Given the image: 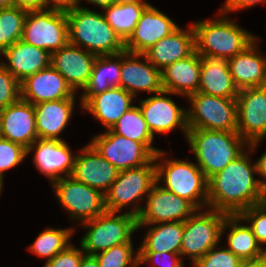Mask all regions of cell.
Segmentation results:
<instances>
[{
  "instance_id": "1",
  "label": "cell",
  "mask_w": 266,
  "mask_h": 267,
  "mask_svg": "<svg viewBox=\"0 0 266 267\" xmlns=\"http://www.w3.org/2000/svg\"><path fill=\"white\" fill-rule=\"evenodd\" d=\"M263 140L253 141L222 171L208 179V207L228 215L259 204L261 185L253 153ZM252 157V158H251Z\"/></svg>"
},
{
  "instance_id": "2",
  "label": "cell",
  "mask_w": 266,
  "mask_h": 267,
  "mask_svg": "<svg viewBox=\"0 0 266 267\" xmlns=\"http://www.w3.org/2000/svg\"><path fill=\"white\" fill-rule=\"evenodd\" d=\"M216 14L218 16L211 19L191 22L195 33V51L201 57L228 60L259 37L220 9Z\"/></svg>"
},
{
  "instance_id": "3",
  "label": "cell",
  "mask_w": 266,
  "mask_h": 267,
  "mask_svg": "<svg viewBox=\"0 0 266 267\" xmlns=\"http://www.w3.org/2000/svg\"><path fill=\"white\" fill-rule=\"evenodd\" d=\"M83 4L66 11L68 43L97 56L116 55L125 51V42L104 19L102 12Z\"/></svg>"
},
{
  "instance_id": "4",
  "label": "cell",
  "mask_w": 266,
  "mask_h": 267,
  "mask_svg": "<svg viewBox=\"0 0 266 267\" xmlns=\"http://www.w3.org/2000/svg\"><path fill=\"white\" fill-rule=\"evenodd\" d=\"M168 156V157H167ZM164 149L153 157L156 182L164 189L190 201L198 210L208 207V179L194 162L170 158Z\"/></svg>"
},
{
  "instance_id": "5",
  "label": "cell",
  "mask_w": 266,
  "mask_h": 267,
  "mask_svg": "<svg viewBox=\"0 0 266 267\" xmlns=\"http://www.w3.org/2000/svg\"><path fill=\"white\" fill-rule=\"evenodd\" d=\"M185 140L207 179L222 171L248 147L238 132L188 129Z\"/></svg>"
},
{
  "instance_id": "6",
  "label": "cell",
  "mask_w": 266,
  "mask_h": 267,
  "mask_svg": "<svg viewBox=\"0 0 266 267\" xmlns=\"http://www.w3.org/2000/svg\"><path fill=\"white\" fill-rule=\"evenodd\" d=\"M155 183L154 158L146 165L119 171L117 179L104 194L106 211L128 213L138 217Z\"/></svg>"
},
{
  "instance_id": "7",
  "label": "cell",
  "mask_w": 266,
  "mask_h": 267,
  "mask_svg": "<svg viewBox=\"0 0 266 267\" xmlns=\"http://www.w3.org/2000/svg\"><path fill=\"white\" fill-rule=\"evenodd\" d=\"M80 225L85 234L78 242L83 251L89 255H96L113 246L133 242L134 233L138 232L137 217L128 213L105 211L93 220Z\"/></svg>"
},
{
  "instance_id": "8",
  "label": "cell",
  "mask_w": 266,
  "mask_h": 267,
  "mask_svg": "<svg viewBox=\"0 0 266 267\" xmlns=\"http://www.w3.org/2000/svg\"><path fill=\"white\" fill-rule=\"evenodd\" d=\"M188 129L237 132V101L204 93L186 98Z\"/></svg>"
},
{
  "instance_id": "9",
  "label": "cell",
  "mask_w": 266,
  "mask_h": 267,
  "mask_svg": "<svg viewBox=\"0 0 266 267\" xmlns=\"http://www.w3.org/2000/svg\"><path fill=\"white\" fill-rule=\"evenodd\" d=\"M228 214L213 209L197 210L184 222L180 255L193 265L211 248L221 244V230Z\"/></svg>"
},
{
  "instance_id": "10",
  "label": "cell",
  "mask_w": 266,
  "mask_h": 267,
  "mask_svg": "<svg viewBox=\"0 0 266 267\" xmlns=\"http://www.w3.org/2000/svg\"><path fill=\"white\" fill-rule=\"evenodd\" d=\"M51 188L62 211L67 213L73 224L93 220L106 211L104 195L71 176L54 181Z\"/></svg>"
},
{
  "instance_id": "11",
  "label": "cell",
  "mask_w": 266,
  "mask_h": 267,
  "mask_svg": "<svg viewBox=\"0 0 266 267\" xmlns=\"http://www.w3.org/2000/svg\"><path fill=\"white\" fill-rule=\"evenodd\" d=\"M50 53L68 43L66 11L45 9L27 12L22 39Z\"/></svg>"
},
{
  "instance_id": "12",
  "label": "cell",
  "mask_w": 266,
  "mask_h": 267,
  "mask_svg": "<svg viewBox=\"0 0 266 267\" xmlns=\"http://www.w3.org/2000/svg\"><path fill=\"white\" fill-rule=\"evenodd\" d=\"M172 95L180 96L162 90L159 93L151 94L146 98H139L138 106L152 135H165L174 132L177 128L183 133L185 139L188 133L187 107H180Z\"/></svg>"
},
{
  "instance_id": "13",
  "label": "cell",
  "mask_w": 266,
  "mask_h": 267,
  "mask_svg": "<svg viewBox=\"0 0 266 267\" xmlns=\"http://www.w3.org/2000/svg\"><path fill=\"white\" fill-rule=\"evenodd\" d=\"M90 139V144L119 171L148 164L154 155L140 142L125 138L111 129L99 132Z\"/></svg>"
},
{
  "instance_id": "14",
  "label": "cell",
  "mask_w": 266,
  "mask_h": 267,
  "mask_svg": "<svg viewBox=\"0 0 266 267\" xmlns=\"http://www.w3.org/2000/svg\"><path fill=\"white\" fill-rule=\"evenodd\" d=\"M30 155L36 170L44 175L51 185L54 181L71 176L77 152L72 151L66 140L38 138L27 148V158Z\"/></svg>"
},
{
  "instance_id": "15",
  "label": "cell",
  "mask_w": 266,
  "mask_h": 267,
  "mask_svg": "<svg viewBox=\"0 0 266 267\" xmlns=\"http://www.w3.org/2000/svg\"><path fill=\"white\" fill-rule=\"evenodd\" d=\"M198 209L188 200L164 189L157 182L146 197L138 224L185 222Z\"/></svg>"
},
{
  "instance_id": "16",
  "label": "cell",
  "mask_w": 266,
  "mask_h": 267,
  "mask_svg": "<svg viewBox=\"0 0 266 267\" xmlns=\"http://www.w3.org/2000/svg\"><path fill=\"white\" fill-rule=\"evenodd\" d=\"M237 132L249 144L266 139V86L239 90Z\"/></svg>"
},
{
  "instance_id": "17",
  "label": "cell",
  "mask_w": 266,
  "mask_h": 267,
  "mask_svg": "<svg viewBox=\"0 0 266 267\" xmlns=\"http://www.w3.org/2000/svg\"><path fill=\"white\" fill-rule=\"evenodd\" d=\"M78 150L71 177L104 195L117 179L119 170L104 159L89 141Z\"/></svg>"
},
{
  "instance_id": "18",
  "label": "cell",
  "mask_w": 266,
  "mask_h": 267,
  "mask_svg": "<svg viewBox=\"0 0 266 267\" xmlns=\"http://www.w3.org/2000/svg\"><path fill=\"white\" fill-rule=\"evenodd\" d=\"M178 27L179 25L172 18L150 4L142 13L133 33L125 41V51L144 54Z\"/></svg>"
},
{
  "instance_id": "19",
  "label": "cell",
  "mask_w": 266,
  "mask_h": 267,
  "mask_svg": "<svg viewBox=\"0 0 266 267\" xmlns=\"http://www.w3.org/2000/svg\"><path fill=\"white\" fill-rule=\"evenodd\" d=\"M120 87L135 98L141 92L155 94L161 92V71L144 54L122 52Z\"/></svg>"
},
{
  "instance_id": "20",
  "label": "cell",
  "mask_w": 266,
  "mask_h": 267,
  "mask_svg": "<svg viewBox=\"0 0 266 267\" xmlns=\"http://www.w3.org/2000/svg\"><path fill=\"white\" fill-rule=\"evenodd\" d=\"M97 55L67 43L64 47L51 53V66L57 70L79 94L90 79Z\"/></svg>"
},
{
  "instance_id": "21",
  "label": "cell",
  "mask_w": 266,
  "mask_h": 267,
  "mask_svg": "<svg viewBox=\"0 0 266 267\" xmlns=\"http://www.w3.org/2000/svg\"><path fill=\"white\" fill-rule=\"evenodd\" d=\"M21 99L35 105L45 101L76 99V93L51 65L20 83Z\"/></svg>"
},
{
  "instance_id": "22",
  "label": "cell",
  "mask_w": 266,
  "mask_h": 267,
  "mask_svg": "<svg viewBox=\"0 0 266 267\" xmlns=\"http://www.w3.org/2000/svg\"><path fill=\"white\" fill-rule=\"evenodd\" d=\"M0 137L28 148L37 139L34 106L21 98L1 109Z\"/></svg>"
},
{
  "instance_id": "23",
  "label": "cell",
  "mask_w": 266,
  "mask_h": 267,
  "mask_svg": "<svg viewBox=\"0 0 266 267\" xmlns=\"http://www.w3.org/2000/svg\"><path fill=\"white\" fill-rule=\"evenodd\" d=\"M260 41L259 35L245 50L227 60L239 90L266 86V54L261 52Z\"/></svg>"
},
{
  "instance_id": "24",
  "label": "cell",
  "mask_w": 266,
  "mask_h": 267,
  "mask_svg": "<svg viewBox=\"0 0 266 267\" xmlns=\"http://www.w3.org/2000/svg\"><path fill=\"white\" fill-rule=\"evenodd\" d=\"M0 57V63L21 83L51 65V53L23 40L16 41ZM5 56V57H4ZM5 60V61H4ZM8 61V62H7Z\"/></svg>"
},
{
  "instance_id": "25",
  "label": "cell",
  "mask_w": 266,
  "mask_h": 267,
  "mask_svg": "<svg viewBox=\"0 0 266 267\" xmlns=\"http://www.w3.org/2000/svg\"><path fill=\"white\" fill-rule=\"evenodd\" d=\"M77 99L40 102L34 106L38 138L65 140L62 133L70 125Z\"/></svg>"
},
{
  "instance_id": "26",
  "label": "cell",
  "mask_w": 266,
  "mask_h": 267,
  "mask_svg": "<svg viewBox=\"0 0 266 267\" xmlns=\"http://www.w3.org/2000/svg\"><path fill=\"white\" fill-rule=\"evenodd\" d=\"M178 27L159 40L144 55L160 71L166 66L190 56L195 51V33L192 24Z\"/></svg>"
},
{
  "instance_id": "27",
  "label": "cell",
  "mask_w": 266,
  "mask_h": 267,
  "mask_svg": "<svg viewBox=\"0 0 266 267\" xmlns=\"http://www.w3.org/2000/svg\"><path fill=\"white\" fill-rule=\"evenodd\" d=\"M136 100L137 98L123 88L111 87L104 93L93 96L81 110L92 115L107 130L134 106Z\"/></svg>"
},
{
  "instance_id": "28",
  "label": "cell",
  "mask_w": 266,
  "mask_h": 267,
  "mask_svg": "<svg viewBox=\"0 0 266 267\" xmlns=\"http://www.w3.org/2000/svg\"><path fill=\"white\" fill-rule=\"evenodd\" d=\"M201 72V56L194 51L161 71L162 89L187 98L198 92Z\"/></svg>"
},
{
  "instance_id": "29",
  "label": "cell",
  "mask_w": 266,
  "mask_h": 267,
  "mask_svg": "<svg viewBox=\"0 0 266 267\" xmlns=\"http://www.w3.org/2000/svg\"><path fill=\"white\" fill-rule=\"evenodd\" d=\"M198 92L236 99L239 89L233 81L227 60L201 57Z\"/></svg>"
},
{
  "instance_id": "30",
  "label": "cell",
  "mask_w": 266,
  "mask_h": 267,
  "mask_svg": "<svg viewBox=\"0 0 266 267\" xmlns=\"http://www.w3.org/2000/svg\"><path fill=\"white\" fill-rule=\"evenodd\" d=\"M122 53L97 56L89 82L79 93V109L95 95L104 93L111 87H120Z\"/></svg>"
},
{
  "instance_id": "31",
  "label": "cell",
  "mask_w": 266,
  "mask_h": 267,
  "mask_svg": "<svg viewBox=\"0 0 266 267\" xmlns=\"http://www.w3.org/2000/svg\"><path fill=\"white\" fill-rule=\"evenodd\" d=\"M224 234L227 237H224ZM221 238H226L224 246L241 260L255 259L266 254L253 235L252 229L240 215H227L222 226Z\"/></svg>"
},
{
  "instance_id": "32",
  "label": "cell",
  "mask_w": 266,
  "mask_h": 267,
  "mask_svg": "<svg viewBox=\"0 0 266 267\" xmlns=\"http://www.w3.org/2000/svg\"><path fill=\"white\" fill-rule=\"evenodd\" d=\"M146 228L139 251H156L180 254L184 222L138 224V231Z\"/></svg>"
},
{
  "instance_id": "33",
  "label": "cell",
  "mask_w": 266,
  "mask_h": 267,
  "mask_svg": "<svg viewBox=\"0 0 266 267\" xmlns=\"http://www.w3.org/2000/svg\"><path fill=\"white\" fill-rule=\"evenodd\" d=\"M149 2H135L127 4H112L101 9L104 19L125 42L133 33Z\"/></svg>"
},
{
  "instance_id": "34",
  "label": "cell",
  "mask_w": 266,
  "mask_h": 267,
  "mask_svg": "<svg viewBox=\"0 0 266 267\" xmlns=\"http://www.w3.org/2000/svg\"><path fill=\"white\" fill-rule=\"evenodd\" d=\"M111 130L125 138L142 143L154 156L161 150L153 146L154 136L144 120L141 109L136 104L124 113Z\"/></svg>"
},
{
  "instance_id": "35",
  "label": "cell",
  "mask_w": 266,
  "mask_h": 267,
  "mask_svg": "<svg viewBox=\"0 0 266 267\" xmlns=\"http://www.w3.org/2000/svg\"><path fill=\"white\" fill-rule=\"evenodd\" d=\"M77 229V227L55 228L47 225V228L42 230L27 247V251L48 261L71 244Z\"/></svg>"
},
{
  "instance_id": "36",
  "label": "cell",
  "mask_w": 266,
  "mask_h": 267,
  "mask_svg": "<svg viewBox=\"0 0 266 267\" xmlns=\"http://www.w3.org/2000/svg\"><path fill=\"white\" fill-rule=\"evenodd\" d=\"M27 11L10 6L0 8V55L22 39Z\"/></svg>"
},
{
  "instance_id": "37",
  "label": "cell",
  "mask_w": 266,
  "mask_h": 267,
  "mask_svg": "<svg viewBox=\"0 0 266 267\" xmlns=\"http://www.w3.org/2000/svg\"><path fill=\"white\" fill-rule=\"evenodd\" d=\"M94 256L100 267H140L139 249H134L133 242L113 246Z\"/></svg>"
},
{
  "instance_id": "38",
  "label": "cell",
  "mask_w": 266,
  "mask_h": 267,
  "mask_svg": "<svg viewBox=\"0 0 266 267\" xmlns=\"http://www.w3.org/2000/svg\"><path fill=\"white\" fill-rule=\"evenodd\" d=\"M27 159V149L22 145L0 137V175L19 166Z\"/></svg>"
},
{
  "instance_id": "39",
  "label": "cell",
  "mask_w": 266,
  "mask_h": 267,
  "mask_svg": "<svg viewBox=\"0 0 266 267\" xmlns=\"http://www.w3.org/2000/svg\"><path fill=\"white\" fill-rule=\"evenodd\" d=\"M216 245L203 257L198 259L193 267H239L241 259L234 255L225 246ZM224 247V248H223Z\"/></svg>"
},
{
  "instance_id": "40",
  "label": "cell",
  "mask_w": 266,
  "mask_h": 267,
  "mask_svg": "<svg viewBox=\"0 0 266 267\" xmlns=\"http://www.w3.org/2000/svg\"><path fill=\"white\" fill-rule=\"evenodd\" d=\"M239 215L250 226L257 242L266 252V210L255 205L243 210Z\"/></svg>"
},
{
  "instance_id": "41",
  "label": "cell",
  "mask_w": 266,
  "mask_h": 267,
  "mask_svg": "<svg viewBox=\"0 0 266 267\" xmlns=\"http://www.w3.org/2000/svg\"><path fill=\"white\" fill-rule=\"evenodd\" d=\"M20 82L0 63V110L21 98Z\"/></svg>"
},
{
  "instance_id": "42",
  "label": "cell",
  "mask_w": 266,
  "mask_h": 267,
  "mask_svg": "<svg viewBox=\"0 0 266 267\" xmlns=\"http://www.w3.org/2000/svg\"><path fill=\"white\" fill-rule=\"evenodd\" d=\"M139 266L148 264V267H185L181 255L178 253L139 251ZM150 264V265H149Z\"/></svg>"
},
{
  "instance_id": "43",
  "label": "cell",
  "mask_w": 266,
  "mask_h": 267,
  "mask_svg": "<svg viewBox=\"0 0 266 267\" xmlns=\"http://www.w3.org/2000/svg\"><path fill=\"white\" fill-rule=\"evenodd\" d=\"M78 246H76L75 243H71L52 259L45 261L42 267H79L80 262L86 253L80 245Z\"/></svg>"
},
{
  "instance_id": "44",
  "label": "cell",
  "mask_w": 266,
  "mask_h": 267,
  "mask_svg": "<svg viewBox=\"0 0 266 267\" xmlns=\"http://www.w3.org/2000/svg\"><path fill=\"white\" fill-rule=\"evenodd\" d=\"M266 4V0H224L223 5L219 7V9L225 13L230 15L234 12H240L242 10L251 9L252 7H256L257 5Z\"/></svg>"
},
{
  "instance_id": "45",
  "label": "cell",
  "mask_w": 266,
  "mask_h": 267,
  "mask_svg": "<svg viewBox=\"0 0 266 267\" xmlns=\"http://www.w3.org/2000/svg\"><path fill=\"white\" fill-rule=\"evenodd\" d=\"M12 6L27 12L45 10L44 0H11Z\"/></svg>"
},
{
  "instance_id": "46",
  "label": "cell",
  "mask_w": 266,
  "mask_h": 267,
  "mask_svg": "<svg viewBox=\"0 0 266 267\" xmlns=\"http://www.w3.org/2000/svg\"><path fill=\"white\" fill-rule=\"evenodd\" d=\"M45 9L67 11L79 4V0H44Z\"/></svg>"
},
{
  "instance_id": "47",
  "label": "cell",
  "mask_w": 266,
  "mask_h": 267,
  "mask_svg": "<svg viewBox=\"0 0 266 267\" xmlns=\"http://www.w3.org/2000/svg\"><path fill=\"white\" fill-rule=\"evenodd\" d=\"M256 165H257V178L261 186L266 185V150L265 152L257 158Z\"/></svg>"
},
{
  "instance_id": "48",
  "label": "cell",
  "mask_w": 266,
  "mask_h": 267,
  "mask_svg": "<svg viewBox=\"0 0 266 267\" xmlns=\"http://www.w3.org/2000/svg\"><path fill=\"white\" fill-rule=\"evenodd\" d=\"M239 267H266V254L255 259L241 260Z\"/></svg>"
},
{
  "instance_id": "49",
  "label": "cell",
  "mask_w": 266,
  "mask_h": 267,
  "mask_svg": "<svg viewBox=\"0 0 266 267\" xmlns=\"http://www.w3.org/2000/svg\"><path fill=\"white\" fill-rule=\"evenodd\" d=\"M79 267H100L94 255L85 254L80 262Z\"/></svg>"
},
{
  "instance_id": "50",
  "label": "cell",
  "mask_w": 266,
  "mask_h": 267,
  "mask_svg": "<svg viewBox=\"0 0 266 267\" xmlns=\"http://www.w3.org/2000/svg\"><path fill=\"white\" fill-rule=\"evenodd\" d=\"M83 1L85 3L87 2L88 4L89 3L92 5L94 4V6L99 7L98 8L99 10L114 4V0H79V3L83 2Z\"/></svg>"
},
{
  "instance_id": "51",
  "label": "cell",
  "mask_w": 266,
  "mask_h": 267,
  "mask_svg": "<svg viewBox=\"0 0 266 267\" xmlns=\"http://www.w3.org/2000/svg\"><path fill=\"white\" fill-rule=\"evenodd\" d=\"M264 210H266V185L261 186V196L259 204Z\"/></svg>"
},
{
  "instance_id": "52",
  "label": "cell",
  "mask_w": 266,
  "mask_h": 267,
  "mask_svg": "<svg viewBox=\"0 0 266 267\" xmlns=\"http://www.w3.org/2000/svg\"><path fill=\"white\" fill-rule=\"evenodd\" d=\"M135 2H148L145 0H114L115 4H127V3H135Z\"/></svg>"
},
{
  "instance_id": "53",
  "label": "cell",
  "mask_w": 266,
  "mask_h": 267,
  "mask_svg": "<svg viewBox=\"0 0 266 267\" xmlns=\"http://www.w3.org/2000/svg\"><path fill=\"white\" fill-rule=\"evenodd\" d=\"M12 6L11 0H0V8H7Z\"/></svg>"
},
{
  "instance_id": "54",
  "label": "cell",
  "mask_w": 266,
  "mask_h": 267,
  "mask_svg": "<svg viewBox=\"0 0 266 267\" xmlns=\"http://www.w3.org/2000/svg\"><path fill=\"white\" fill-rule=\"evenodd\" d=\"M4 189V177L2 175H0V197L2 196V192Z\"/></svg>"
}]
</instances>
